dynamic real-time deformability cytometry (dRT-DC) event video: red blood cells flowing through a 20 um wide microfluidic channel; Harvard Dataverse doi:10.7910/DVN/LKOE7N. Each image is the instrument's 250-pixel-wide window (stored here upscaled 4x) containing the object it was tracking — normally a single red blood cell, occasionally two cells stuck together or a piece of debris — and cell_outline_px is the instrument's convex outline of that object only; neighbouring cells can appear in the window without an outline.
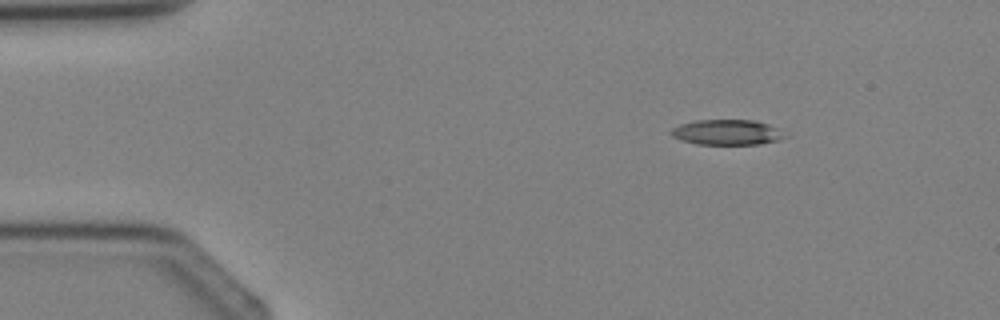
{"species": "Egyptian fruit bat (a non-hibernating species)", "species_latin": "Rousettus aegyptiacus", "temperature_condition": "cold", "stored_images_in_passage": 2, "camera_frame_rate_fps": 3000, "um_per_image_px": 0.085, "animal": {"sex": "female"}, "frame": {"image": 1, "passage_image": 1, "time_ms": 0.0, "image_size_px": [1000, 320], "cell_outline_px": [[788, 136], [776, 140], [760, 144], [696, 144], [680, 140], [672, 136], [668, 132], [672, 128], [680, 124], [696, 120], [756, 120], [768, 124], [776, 128]], "centroid_in_image_um": [61.74, 11.24], "position_along_channel_um": 23.3, "area_um2": 16.76}}
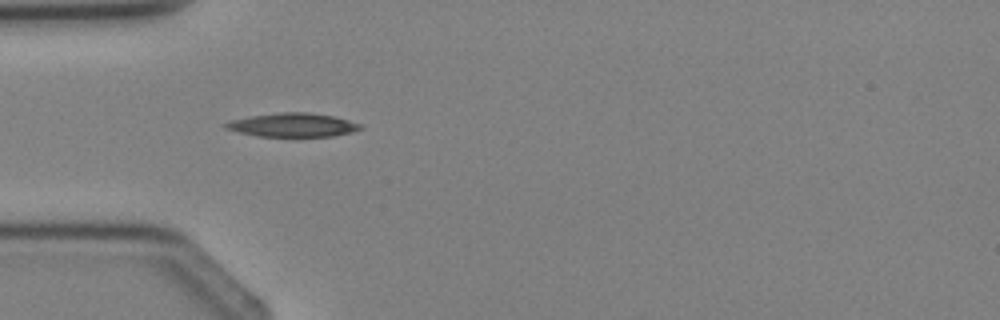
{"frame": {"image": 2, "passage_image": 2, "time_ms": 2.0, "image_size_px": [1000, 320], "cell_outline_px": [[364, 128], [352, 132], [332, 136], [256, 136], [224, 128], [220, 124], [228, 120], [252, 116], [280, 112], [308, 112], [332, 116], [348, 120], [360, 124]], "centroid_in_image_um": [24.83, 10.62], "position_along_channel_um": 60.2, "area_um2": 18.61}}